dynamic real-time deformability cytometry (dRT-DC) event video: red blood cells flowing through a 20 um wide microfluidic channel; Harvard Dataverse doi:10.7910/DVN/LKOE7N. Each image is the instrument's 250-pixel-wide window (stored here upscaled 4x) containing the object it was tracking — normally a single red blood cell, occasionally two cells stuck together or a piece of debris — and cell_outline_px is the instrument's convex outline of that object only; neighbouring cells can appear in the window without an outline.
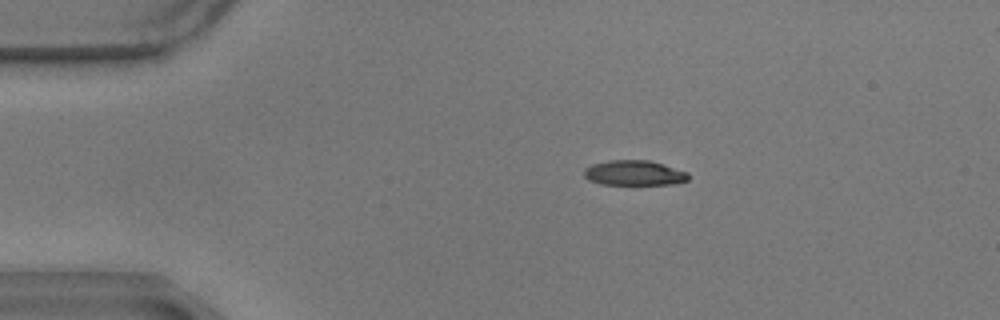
{"species": "common noctule bat (a hibernating species)", "species_latin": "Nyctalus noctula", "temperature_condition": "warm", "stored_images_in_passage": 49, "camera_frame_rate_fps": 3000, "um_per_image_px": 0.085, "animal": {"sex": "male", "body_mass_g": 17.9}, "frame": {"image": 1, "passage_image": 1, "time_ms": 0.0, "image_size_px": [1000, 320], "cell_outline_px": [[688, 180], [672, 184], [600, 184], [588, 180], [584, 176], [584, 168], [592, 164], [612, 160], [648, 160], [688, 172]], "centroid_in_image_um": [53.87, 14.7], "position_along_channel_um": 31.1, "area_um2": 15.09}}
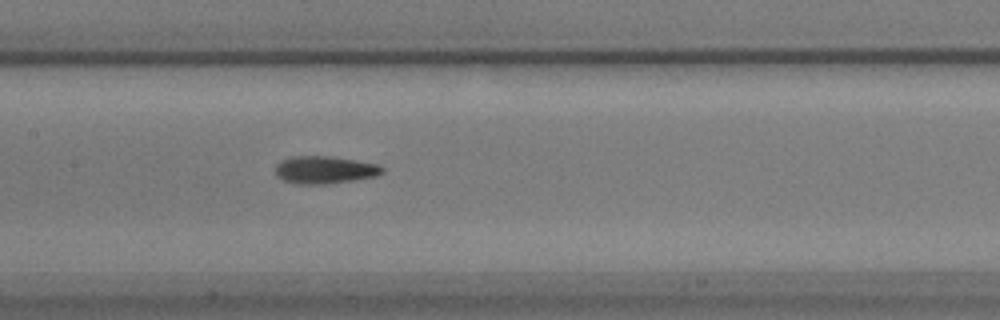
{"frame": {"image": 2, "passage_image": 18, "time_ms": 5.667, "image_size_px": [1000, 320], "cell_outline_px": [[384, 172], [376, 176], [352, 180], [324, 184], [296, 184], [284, 180], [276, 176], [276, 164], [280, 160], [292, 156], [328, 156], [356, 160], [376, 164], [384, 168]], "centroid_in_image_um": [27.57, 14.43], "position_along_channel_um": 179.8, "area_um2": 17.11}}
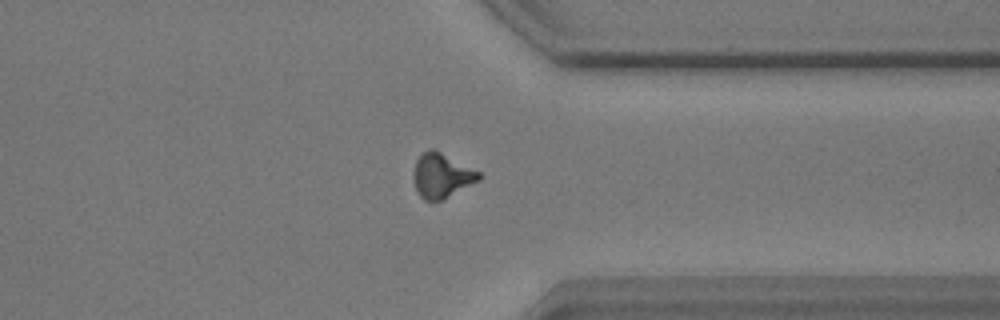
{"frame": {"image": 3, "passage_image": 35, "time_ms": 11.333, "image_size_px": [1000, 320], "cell_outline_px": [[484, 176], [480, 180], [440, 200], [424, 200], [420, 196], [416, 188], [412, 172], [416, 160], [428, 148], [432, 148], [480, 172]], "centroid_in_image_um": [37.54, 14.91], "position_along_channel_um": 373.9, "area_um2": 16.7}, "authors_computed_cell_mechanics": {"area_um2": 16.4152, "velocity_mm_per_s": 3.4861, "shape_relaxation_time_tau1_ms": 8.0445, "shape_relaxation_time_tau2_ms": 3.4331, "deformation_change_tau1": 0.203, "deformation_change_tau2": 0.11}}